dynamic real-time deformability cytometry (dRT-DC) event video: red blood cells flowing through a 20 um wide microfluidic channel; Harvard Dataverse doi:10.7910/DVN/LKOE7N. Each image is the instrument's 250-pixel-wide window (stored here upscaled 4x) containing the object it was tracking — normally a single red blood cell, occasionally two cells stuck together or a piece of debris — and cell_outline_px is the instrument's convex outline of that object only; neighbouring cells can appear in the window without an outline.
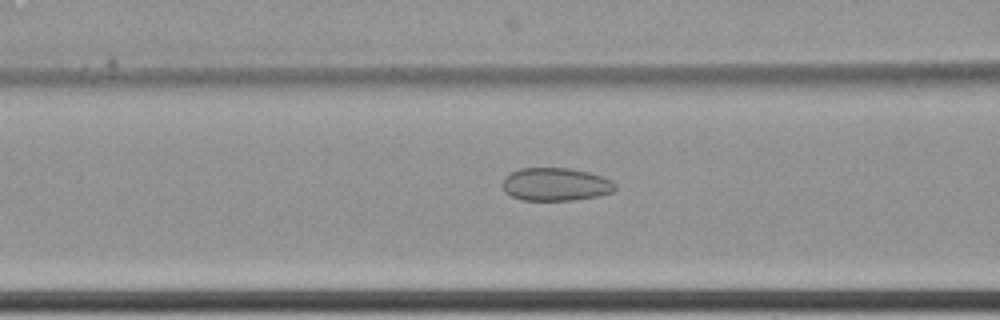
{"species": "common noctule bat (a hibernating species)", "species_latin": "Nyctalus noctula", "temperature_condition": "cold", "stored_images_in_passage": 64, "camera_frame_rate_fps": 3000, "um_per_image_px": 0.085, "animal": {"sex": "female", "body_mass_g": 22.7, "forearm_length_mm": 54.2}, "frame": {"image": 1, "passage_image": 29, "time_ms": 9.333, "image_size_px": [1000, 320], "cell_outline_px": [[616, 188], [612, 192], [596, 196], [572, 200], [520, 200], [504, 192], [500, 184], [512, 172], [520, 168], [568, 168], [588, 172], [612, 180], [616, 184]], "centroid_in_image_um": [47.21, 15.67], "position_along_channel_um": 119.4, "area_um2": 21.62}}
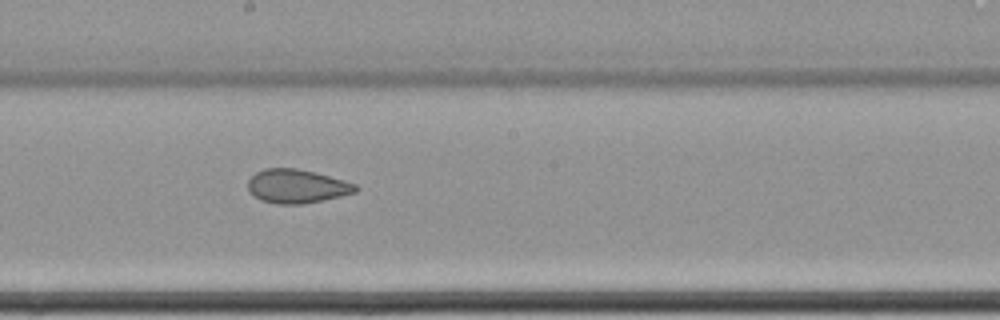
{"frame": {"image": 2, "passage_image": 38, "time_ms": 12.333, "image_size_px": [1000, 320], "cell_outline_px": [[360, 188], [356, 192], [324, 200], [304, 204], [276, 204], [260, 200], [248, 192], [248, 180], [256, 172], [264, 168], [296, 168], [316, 172], [344, 180], [356, 184]], "centroid_in_image_um": [25.23, 15.83], "position_along_channel_um": 223.0, "area_um2": 21.44}}
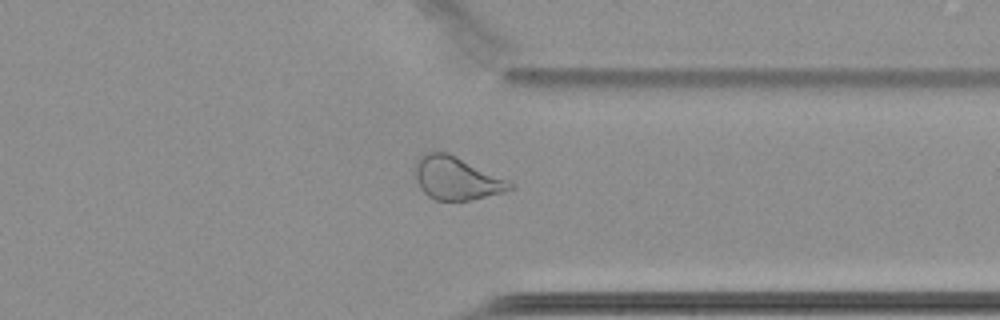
{"frame": {"image": 3, "passage_image": 51, "time_ms": 16.667, "image_size_px": [1000, 320], "cell_outline_px": [[512, 188], [504, 192], [472, 200], [436, 200], [428, 196], [420, 188], [416, 180], [416, 160], [420, 156], [428, 152], [448, 152], [508, 180], [512, 184]], "centroid_in_image_um": [38.78, 15.15], "position_along_channel_um": 372.6, "area_um2": 23.52}, "authors_computed_cell_mechanics": {"area_um2": 26.6458, "velocity_mm_per_s": 3.4521, "shape_relaxation_time_tau1_ms": null, "shape_relaxation_time_tau2_ms": 3.1166, "deformation_change_tau1": null, "deformation_change_tau2": 0.0654}}